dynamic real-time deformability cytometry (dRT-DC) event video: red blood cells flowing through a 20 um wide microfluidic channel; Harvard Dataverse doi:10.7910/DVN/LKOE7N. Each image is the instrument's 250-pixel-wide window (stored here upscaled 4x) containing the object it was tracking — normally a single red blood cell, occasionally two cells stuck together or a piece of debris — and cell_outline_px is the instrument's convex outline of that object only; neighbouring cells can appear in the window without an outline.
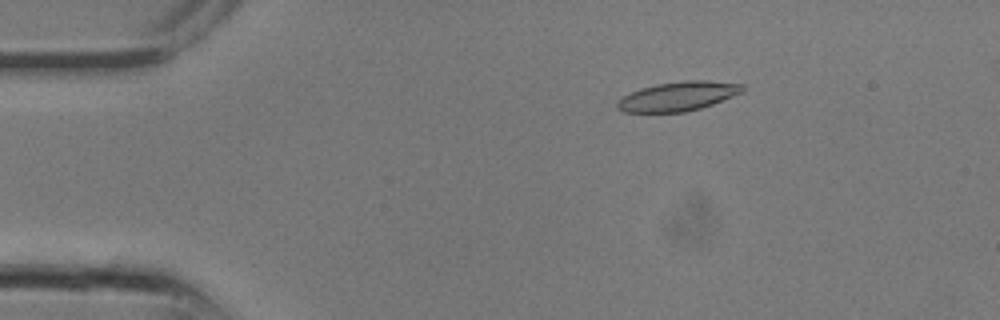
{"species": "common noctule bat (a hibernating species)", "species_latin": "Nyctalus noctula", "temperature_condition": "room temperature", "stored_images_in_passage": 13, "camera_frame_rate_fps": 3000, "um_per_image_px": 0.085, "animal": {"sex": "male", "body_mass_g": 13.3}, "frame": {"image": 1, "passage_image": 3, "time_ms": 0.667, "image_size_px": [1000, 320], "cell_outline_px": [[744, 92], [712, 104], [700, 108], [684, 112], [624, 112], [616, 108], [616, 104], [624, 96], [632, 92], [656, 84], [688, 80], [704, 80], [744, 84]], "centroid_in_image_um": [57.67, 8.18], "position_along_channel_um": 27.3, "area_um2": 21.1}}
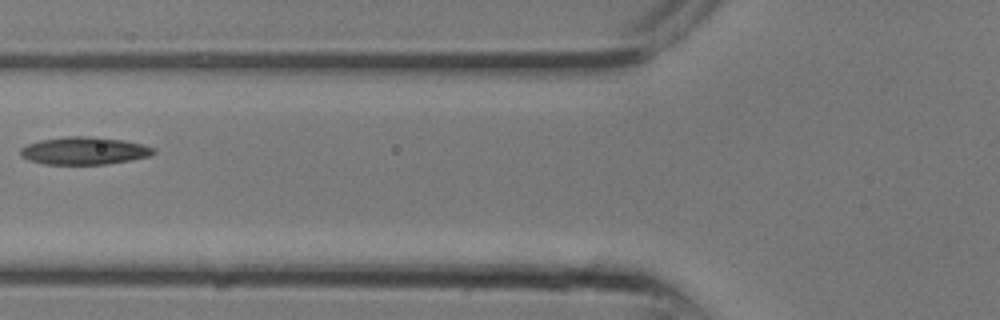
{"frame": {"image": 2, "passage_image": 9, "time_ms": 2.667, "image_size_px": [1000, 320], "cell_outline_px": [[156, 152], [148, 156], [132, 160], [104, 164], [44, 164], [28, 160], [20, 156], [20, 148], [28, 144], [40, 140], [64, 136], [88, 136], [124, 140], [140, 144], [152, 148]], "centroid_in_image_um": [7.1, 12.81], "position_along_channel_um": 118.7, "area_um2": 21.33}}
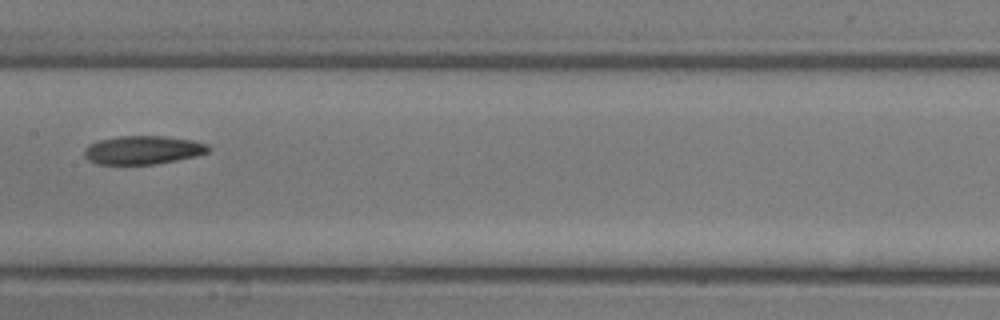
{"frame": {"image": 3, "passage_image": 12, "time_ms": 3.667, "image_size_px": [1000, 320], "cell_outline_px": [[212, 148], [208, 152], [196, 156], [156, 164], [96, 164], [88, 160], [84, 156], [84, 148], [88, 144], [100, 140], [120, 136], [164, 136], [192, 140], [208, 144]], "centroid_in_image_um": [12.15, 12.75], "position_along_channel_um": 195.3, "area_um2": 20.69}}